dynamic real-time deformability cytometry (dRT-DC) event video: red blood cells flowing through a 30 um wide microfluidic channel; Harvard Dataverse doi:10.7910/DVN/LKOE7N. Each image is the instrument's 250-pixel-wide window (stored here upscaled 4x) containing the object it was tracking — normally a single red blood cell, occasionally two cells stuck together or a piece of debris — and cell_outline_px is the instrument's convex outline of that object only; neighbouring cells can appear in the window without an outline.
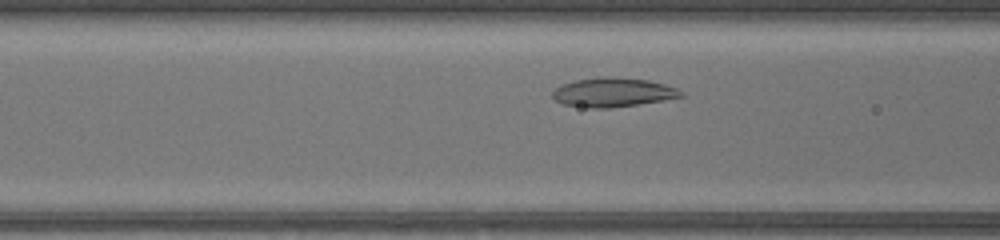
{"species": "common noctule bat (a hibernating species)", "species_latin": "Nyctalus noctula", "temperature_condition": "warm", "stored_images_in_passage": 32, "camera_frame_rate_fps": 3000, "um_per_image_px": 0.085, "animal": {"sex": "female", "body_mass_g": 17.0, "forearm_length_mm": 48.0}, "frame": {"image": 1, "passage_image": 8, "time_ms": 2.333, "image_size_px": [1000, 240], "cell_outline_px": [[684, 96], [664, 100], [608, 108], [588, 108], [564, 104], [556, 100], [552, 96], [552, 92], [560, 84], [576, 80], [596, 76], [604, 76], [648, 80], [664, 84], [676, 88], [684, 92]], "centroid_in_image_um": [52.08, 7.84], "position_along_channel_um": 114.5, "area_um2": 21.79}}
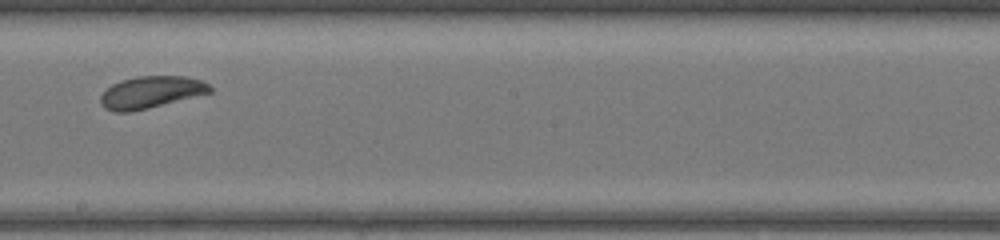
{"frame": {"image": 2, "passage_image": 17, "time_ms": 5.333, "image_size_px": [1000, 240], "cell_outline_px": [[212, 92], [148, 108], [128, 112], [116, 112], [104, 108], [100, 104], [100, 96], [112, 84], [120, 80], [136, 76], [184, 76], [200, 80], [208, 84], [212, 88]], "centroid_in_image_um": [12.8, 7.83], "position_along_channel_um": 235.4, "area_um2": 20.29}}
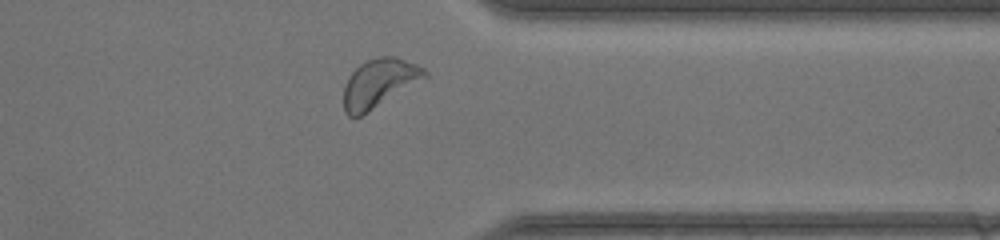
{"frame": {"image": 3, "passage_image": 28, "time_ms": 9.0, "image_size_px": [1000, 240], "cell_outline_px": [[428, 76], [360, 116], [348, 116], [344, 112], [344, 84], [348, 76], [360, 64], [376, 56], [392, 56], [416, 64], [424, 68], [428, 72]], "centroid_in_image_um": [32.2, 7.04], "position_along_channel_um": 379.2, "area_um2": 22.48}, "authors_computed_cell_mechanics": {"area_um2": 21.4438, "velocity_mm_per_s": 4.0294, "shape_relaxation_time_tau1_ms": 2.7538, "shape_relaxation_time_tau2_ms": null, "deformation_change_tau1": 0.0987, "deformation_change_tau2": null}}